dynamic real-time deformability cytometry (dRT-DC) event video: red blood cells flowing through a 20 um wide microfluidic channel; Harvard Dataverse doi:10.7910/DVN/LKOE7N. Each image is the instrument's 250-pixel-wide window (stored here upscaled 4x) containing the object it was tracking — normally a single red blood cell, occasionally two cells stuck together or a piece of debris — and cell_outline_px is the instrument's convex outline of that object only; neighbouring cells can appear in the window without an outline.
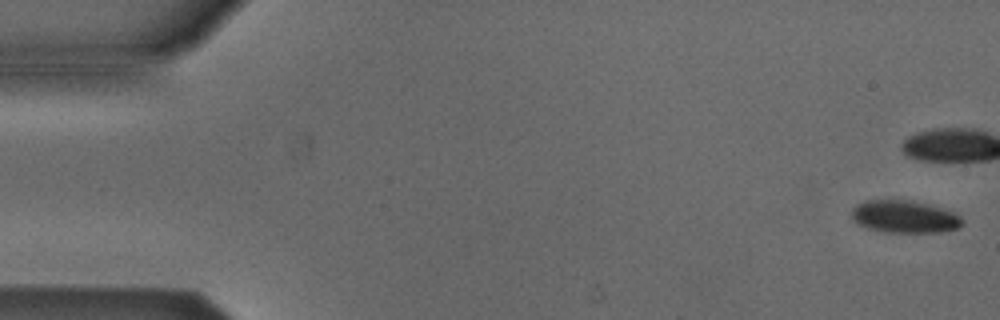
{"species": "Egyptian fruit bat (a non-hibernating species)", "species_latin": "Rousettus aegyptiacus", "temperature_condition": "cold", "stored_images_in_passage": 6, "camera_frame_rate_fps": 3000, "um_per_image_px": 0.085, "animal": {"sex": "male"}, "frame": {"image": 1, "passage_image": 1, "time_ms": 0.0, "image_size_px": [1000, 320], "cell_outline_px": [[964, 224], [956, 228], [940, 232], [884, 232], [868, 228], [856, 224], [852, 220], [852, 208], [856, 204], [868, 200], [912, 200], [928, 204], [956, 212], [964, 220]], "centroid_in_image_um": [76.89, 18.41], "position_along_channel_um": 8.1, "area_um2": 21.15}}
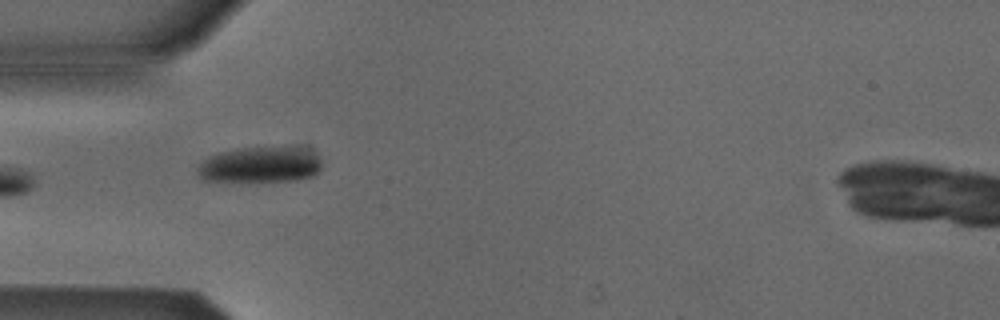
{"frame": {"image": 2, "passage_image": 6, "time_ms": 5.667, "image_size_px": [1000, 320], "cell_outline_px": [[320, 172], [312, 176], [296, 180], [240, 184], [200, 180], [196, 172], [196, 168], [208, 156], [220, 152], [244, 148], [296, 144], [300, 144], [312, 148], [320, 156]], "centroid_in_image_um": [22.16, 14.01], "position_along_channel_um": 62.8, "area_um2": 28.09}}